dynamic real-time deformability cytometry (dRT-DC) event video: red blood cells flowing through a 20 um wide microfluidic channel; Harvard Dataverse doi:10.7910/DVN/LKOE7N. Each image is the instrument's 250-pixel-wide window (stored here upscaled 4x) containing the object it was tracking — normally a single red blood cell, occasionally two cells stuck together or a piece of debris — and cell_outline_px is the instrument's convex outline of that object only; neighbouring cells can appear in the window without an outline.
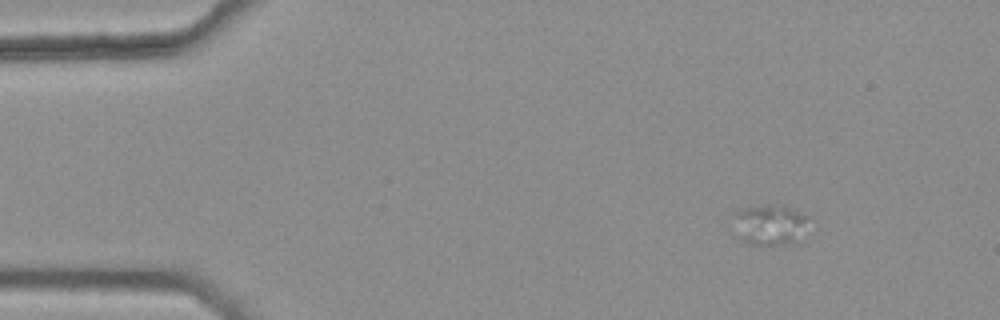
{"species": "common noctule bat (a hibernating species)", "species_latin": "Nyctalus noctula", "temperature_condition": "warm", "stored_images_in_passage": 54, "segment_of_instrument_passage": [1, 2], "camera_frame_rate_fps": 3000, "um_per_image_px": 0.085, "animal": {"sex": "female", "body_mass_g": 25.1}, "frame": {"image": 1, "passage_image": 8, "time_ms": 2.333, "image_size_px": [1000, 320], "cell_outline_px": [[808, 216], [792, 244], [748, 244], [740, 240], [736, 236], [736, 212], [740, 208], [768, 204], [788, 208]], "centroid_in_image_um": [65.32, 19.1], "position_along_channel_um": 19.7, "area_um2": 16.88}}
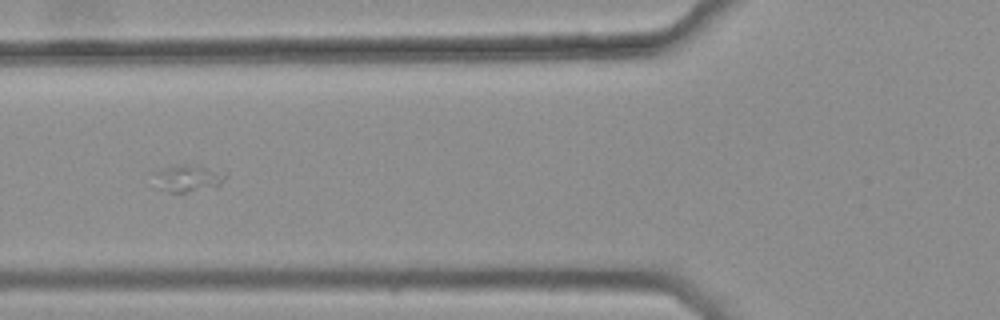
{"frame": {"image": 2, "passage_image": 22, "time_ms": 7.0, "image_size_px": [1000, 320], "cell_outline_px": [[228, 176], [216, 188], [184, 192], [172, 192], [156, 188], [152, 172], [184, 164], [200, 164], [228, 172]], "centroid_in_image_um": [16.04, 15.14], "position_along_channel_um": 109.8, "area_um2": 11.73}}